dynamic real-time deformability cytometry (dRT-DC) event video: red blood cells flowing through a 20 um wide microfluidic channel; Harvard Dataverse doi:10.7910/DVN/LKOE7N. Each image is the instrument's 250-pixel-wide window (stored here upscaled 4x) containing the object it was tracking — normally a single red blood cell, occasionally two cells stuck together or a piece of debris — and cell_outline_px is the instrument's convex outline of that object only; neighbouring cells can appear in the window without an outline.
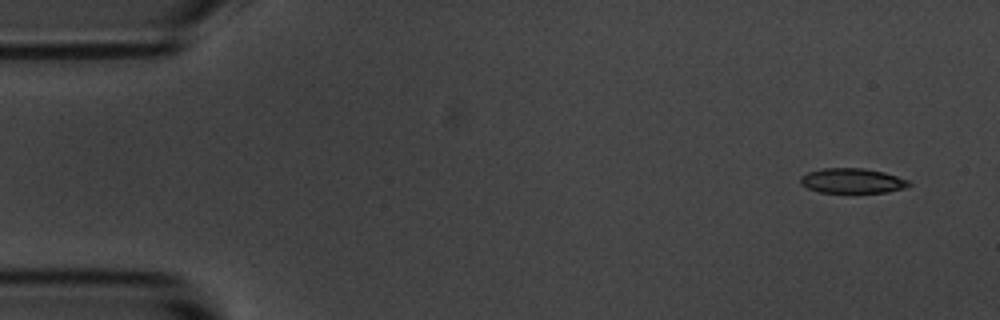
{"species": "common noctule bat (a hibernating species)", "species_latin": "Nyctalus noctula", "temperature_condition": "room temperature", "stored_images_in_passage": 6, "camera_frame_rate_fps": 3000, "um_per_image_px": 0.085, "animal": {"sex": "male", "body_mass_g": 20.1, "forearm_length_mm": 53.5}, "frame": {"image": 1, "passage_image": 1, "time_ms": 0.0, "image_size_px": [1000, 320], "cell_outline_px": [[912, 184], [904, 188], [888, 192], [820, 192], [808, 188], [800, 184], [800, 176], [808, 172], [824, 168], [864, 168], [884, 172], [908, 180]], "centroid_in_image_um": [72.43, 15.36], "position_along_channel_um": 12.6, "area_um2": 15.66}}
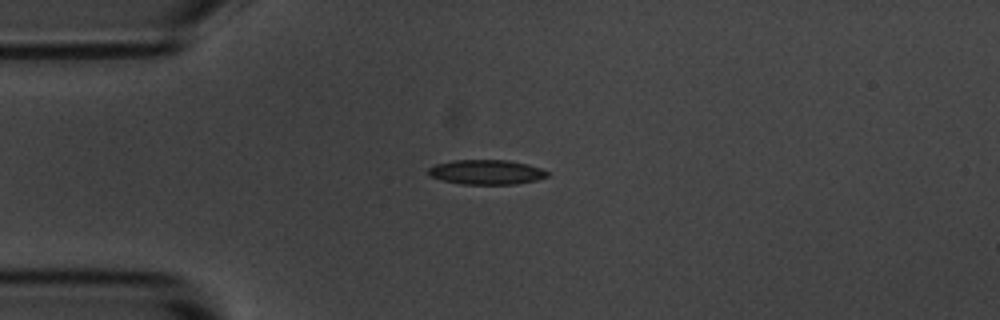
{"frame": {"image": 2, "passage_image": 4, "time_ms": 3.333, "image_size_px": [1000, 320], "cell_outline_px": [[552, 176], [536, 180], [516, 184], [460, 184], [440, 180], [428, 176], [428, 168], [436, 164], [452, 160], [508, 160], [528, 164], [540, 168], [548, 172]], "centroid_in_image_um": [41.34, 14.63], "position_along_channel_um": 43.7, "area_um2": 17.34}}
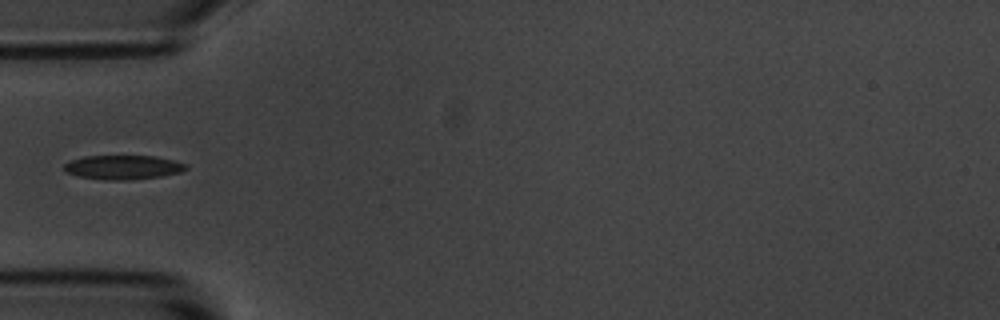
{"frame": {"image": 3, "passage_image": 5, "time_ms": 4.667, "image_size_px": [1000, 320], "cell_outline_px": [[188, 168], [180, 172], [160, 176], [128, 180], [104, 180], [80, 176], [64, 172], [64, 164], [72, 160], [84, 156], [156, 156], [188, 164]], "centroid_in_image_um": [10.46, 14.22], "position_along_channel_um": 74.5, "area_um2": 17.11}}